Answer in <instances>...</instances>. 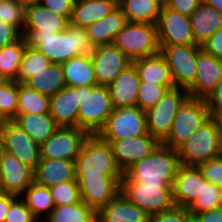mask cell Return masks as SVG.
Returning a JSON list of instances; mask_svg holds the SVG:
<instances>
[{
	"label": "cell",
	"instance_id": "cell-1",
	"mask_svg": "<svg viewBox=\"0 0 222 222\" xmlns=\"http://www.w3.org/2000/svg\"><path fill=\"white\" fill-rule=\"evenodd\" d=\"M27 44L38 49L51 63L62 64L79 55H90L93 46L86 28L68 25L63 32L55 34L22 35Z\"/></svg>",
	"mask_w": 222,
	"mask_h": 222
},
{
	"label": "cell",
	"instance_id": "cell-2",
	"mask_svg": "<svg viewBox=\"0 0 222 222\" xmlns=\"http://www.w3.org/2000/svg\"><path fill=\"white\" fill-rule=\"evenodd\" d=\"M180 165L177 149L160 143L149 156L136 162L125 174L145 185L172 186Z\"/></svg>",
	"mask_w": 222,
	"mask_h": 222
},
{
	"label": "cell",
	"instance_id": "cell-3",
	"mask_svg": "<svg viewBox=\"0 0 222 222\" xmlns=\"http://www.w3.org/2000/svg\"><path fill=\"white\" fill-rule=\"evenodd\" d=\"M77 127L89 135H97L114 111L107 86H81Z\"/></svg>",
	"mask_w": 222,
	"mask_h": 222
},
{
	"label": "cell",
	"instance_id": "cell-4",
	"mask_svg": "<svg viewBox=\"0 0 222 222\" xmlns=\"http://www.w3.org/2000/svg\"><path fill=\"white\" fill-rule=\"evenodd\" d=\"M221 133L210 117L177 148L180 164L196 166L221 156Z\"/></svg>",
	"mask_w": 222,
	"mask_h": 222
},
{
	"label": "cell",
	"instance_id": "cell-5",
	"mask_svg": "<svg viewBox=\"0 0 222 222\" xmlns=\"http://www.w3.org/2000/svg\"><path fill=\"white\" fill-rule=\"evenodd\" d=\"M75 180L100 174H123L117 167L111 146L97 135H90L83 144L80 155L74 161Z\"/></svg>",
	"mask_w": 222,
	"mask_h": 222
},
{
	"label": "cell",
	"instance_id": "cell-6",
	"mask_svg": "<svg viewBox=\"0 0 222 222\" xmlns=\"http://www.w3.org/2000/svg\"><path fill=\"white\" fill-rule=\"evenodd\" d=\"M120 192L149 216L162 213L175 206L172 186L145 185L133 181L125 173L122 175Z\"/></svg>",
	"mask_w": 222,
	"mask_h": 222
},
{
	"label": "cell",
	"instance_id": "cell-7",
	"mask_svg": "<svg viewBox=\"0 0 222 222\" xmlns=\"http://www.w3.org/2000/svg\"><path fill=\"white\" fill-rule=\"evenodd\" d=\"M113 43L131 62L160 52L157 26L150 23L127 22Z\"/></svg>",
	"mask_w": 222,
	"mask_h": 222
},
{
	"label": "cell",
	"instance_id": "cell-8",
	"mask_svg": "<svg viewBox=\"0 0 222 222\" xmlns=\"http://www.w3.org/2000/svg\"><path fill=\"white\" fill-rule=\"evenodd\" d=\"M209 118L206 100L188 97L180 106L171 130L161 144L177 149Z\"/></svg>",
	"mask_w": 222,
	"mask_h": 222
},
{
	"label": "cell",
	"instance_id": "cell-9",
	"mask_svg": "<svg viewBox=\"0 0 222 222\" xmlns=\"http://www.w3.org/2000/svg\"><path fill=\"white\" fill-rule=\"evenodd\" d=\"M188 97L186 89L174 87L168 89L154 106L145 111L147 131L160 143L168 136L180 106Z\"/></svg>",
	"mask_w": 222,
	"mask_h": 222
},
{
	"label": "cell",
	"instance_id": "cell-10",
	"mask_svg": "<svg viewBox=\"0 0 222 222\" xmlns=\"http://www.w3.org/2000/svg\"><path fill=\"white\" fill-rule=\"evenodd\" d=\"M144 134H148L146 113L136 106L114 109L97 136L105 142H112Z\"/></svg>",
	"mask_w": 222,
	"mask_h": 222
},
{
	"label": "cell",
	"instance_id": "cell-11",
	"mask_svg": "<svg viewBox=\"0 0 222 222\" xmlns=\"http://www.w3.org/2000/svg\"><path fill=\"white\" fill-rule=\"evenodd\" d=\"M165 57L175 87L188 90L197 75V56L200 45L159 46Z\"/></svg>",
	"mask_w": 222,
	"mask_h": 222
},
{
	"label": "cell",
	"instance_id": "cell-12",
	"mask_svg": "<svg viewBox=\"0 0 222 222\" xmlns=\"http://www.w3.org/2000/svg\"><path fill=\"white\" fill-rule=\"evenodd\" d=\"M89 136L78 127H59L40 145L41 159L75 161Z\"/></svg>",
	"mask_w": 222,
	"mask_h": 222
},
{
	"label": "cell",
	"instance_id": "cell-13",
	"mask_svg": "<svg viewBox=\"0 0 222 222\" xmlns=\"http://www.w3.org/2000/svg\"><path fill=\"white\" fill-rule=\"evenodd\" d=\"M156 26L159 46L197 45L189 16L162 6Z\"/></svg>",
	"mask_w": 222,
	"mask_h": 222
},
{
	"label": "cell",
	"instance_id": "cell-14",
	"mask_svg": "<svg viewBox=\"0 0 222 222\" xmlns=\"http://www.w3.org/2000/svg\"><path fill=\"white\" fill-rule=\"evenodd\" d=\"M97 85L108 86L132 62L112 44L98 45L90 54Z\"/></svg>",
	"mask_w": 222,
	"mask_h": 222
},
{
	"label": "cell",
	"instance_id": "cell-15",
	"mask_svg": "<svg viewBox=\"0 0 222 222\" xmlns=\"http://www.w3.org/2000/svg\"><path fill=\"white\" fill-rule=\"evenodd\" d=\"M122 175L85 176L79 182L82 201L98 211L121 191Z\"/></svg>",
	"mask_w": 222,
	"mask_h": 222
},
{
	"label": "cell",
	"instance_id": "cell-16",
	"mask_svg": "<svg viewBox=\"0 0 222 222\" xmlns=\"http://www.w3.org/2000/svg\"><path fill=\"white\" fill-rule=\"evenodd\" d=\"M111 146L117 167L124 174L136 162L149 156L160 142L149 133L133 138L113 140Z\"/></svg>",
	"mask_w": 222,
	"mask_h": 222
},
{
	"label": "cell",
	"instance_id": "cell-17",
	"mask_svg": "<svg viewBox=\"0 0 222 222\" xmlns=\"http://www.w3.org/2000/svg\"><path fill=\"white\" fill-rule=\"evenodd\" d=\"M0 128L4 137L6 152L13 154L34 170L41 159L40 144L12 120L4 121Z\"/></svg>",
	"mask_w": 222,
	"mask_h": 222
},
{
	"label": "cell",
	"instance_id": "cell-18",
	"mask_svg": "<svg viewBox=\"0 0 222 222\" xmlns=\"http://www.w3.org/2000/svg\"><path fill=\"white\" fill-rule=\"evenodd\" d=\"M33 171L13 154L6 152L0 167V192L20 197L34 182Z\"/></svg>",
	"mask_w": 222,
	"mask_h": 222
},
{
	"label": "cell",
	"instance_id": "cell-19",
	"mask_svg": "<svg viewBox=\"0 0 222 222\" xmlns=\"http://www.w3.org/2000/svg\"><path fill=\"white\" fill-rule=\"evenodd\" d=\"M222 79V60L198 50L197 75L194 84L187 90L189 97L205 99Z\"/></svg>",
	"mask_w": 222,
	"mask_h": 222
},
{
	"label": "cell",
	"instance_id": "cell-20",
	"mask_svg": "<svg viewBox=\"0 0 222 222\" xmlns=\"http://www.w3.org/2000/svg\"><path fill=\"white\" fill-rule=\"evenodd\" d=\"M70 24L66 17L57 15L40 3L26 7V22L22 35L55 34Z\"/></svg>",
	"mask_w": 222,
	"mask_h": 222
},
{
	"label": "cell",
	"instance_id": "cell-21",
	"mask_svg": "<svg viewBox=\"0 0 222 222\" xmlns=\"http://www.w3.org/2000/svg\"><path fill=\"white\" fill-rule=\"evenodd\" d=\"M203 190V175L199 167L180 165L172 185L176 206L188 207Z\"/></svg>",
	"mask_w": 222,
	"mask_h": 222
},
{
	"label": "cell",
	"instance_id": "cell-22",
	"mask_svg": "<svg viewBox=\"0 0 222 222\" xmlns=\"http://www.w3.org/2000/svg\"><path fill=\"white\" fill-rule=\"evenodd\" d=\"M80 87L65 86L50 97L49 114L59 127H77Z\"/></svg>",
	"mask_w": 222,
	"mask_h": 222
},
{
	"label": "cell",
	"instance_id": "cell-23",
	"mask_svg": "<svg viewBox=\"0 0 222 222\" xmlns=\"http://www.w3.org/2000/svg\"><path fill=\"white\" fill-rule=\"evenodd\" d=\"M140 79L135 65H128L107 87L114 109L136 107Z\"/></svg>",
	"mask_w": 222,
	"mask_h": 222
},
{
	"label": "cell",
	"instance_id": "cell-24",
	"mask_svg": "<svg viewBox=\"0 0 222 222\" xmlns=\"http://www.w3.org/2000/svg\"><path fill=\"white\" fill-rule=\"evenodd\" d=\"M102 222H149L150 216L121 192L97 211Z\"/></svg>",
	"mask_w": 222,
	"mask_h": 222
},
{
	"label": "cell",
	"instance_id": "cell-25",
	"mask_svg": "<svg viewBox=\"0 0 222 222\" xmlns=\"http://www.w3.org/2000/svg\"><path fill=\"white\" fill-rule=\"evenodd\" d=\"M34 182L50 187L61 182L76 181L74 161L40 159L33 171Z\"/></svg>",
	"mask_w": 222,
	"mask_h": 222
},
{
	"label": "cell",
	"instance_id": "cell-26",
	"mask_svg": "<svg viewBox=\"0 0 222 222\" xmlns=\"http://www.w3.org/2000/svg\"><path fill=\"white\" fill-rule=\"evenodd\" d=\"M127 23L121 8L117 6L108 15L86 27V32L93 47L112 44L120 30Z\"/></svg>",
	"mask_w": 222,
	"mask_h": 222
},
{
	"label": "cell",
	"instance_id": "cell-27",
	"mask_svg": "<svg viewBox=\"0 0 222 222\" xmlns=\"http://www.w3.org/2000/svg\"><path fill=\"white\" fill-rule=\"evenodd\" d=\"M189 18L195 44L200 46L222 27V14L204 1Z\"/></svg>",
	"mask_w": 222,
	"mask_h": 222
},
{
	"label": "cell",
	"instance_id": "cell-28",
	"mask_svg": "<svg viewBox=\"0 0 222 222\" xmlns=\"http://www.w3.org/2000/svg\"><path fill=\"white\" fill-rule=\"evenodd\" d=\"M132 63L135 65L140 81L154 82L168 89L175 87L167 61L160 52L150 57L137 59Z\"/></svg>",
	"mask_w": 222,
	"mask_h": 222
},
{
	"label": "cell",
	"instance_id": "cell-29",
	"mask_svg": "<svg viewBox=\"0 0 222 222\" xmlns=\"http://www.w3.org/2000/svg\"><path fill=\"white\" fill-rule=\"evenodd\" d=\"M117 5L110 0H75L70 23L84 27L108 15Z\"/></svg>",
	"mask_w": 222,
	"mask_h": 222
},
{
	"label": "cell",
	"instance_id": "cell-30",
	"mask_svg": "<svg viewBox=\"0 0 222 222\" xmlns=\"http://www.w3.org/2000/svg\"><path fill=\"white\" fill-rule=\"evenodd\" d=\"M66 86H97L90 55H79L61 64Z\"/></svg>",
	"mask_w": 222,
	"mask_h": 222
},
{
	"label": "cell",
	"instance_id": "cell-31",
	"mask_svg": "<svg viewBox=\"0 0 222 222\" xmlns=\"http://www.w3.org/2000/svg\"><path fill=\"white\" fill-rule=\"evenodd\" d=\"M12 121L40 145L59 128L49 113L20 114Z\"/></svg>",
	"mask_w": 222,
	"mask_h": 222
},
{
	"label": "cell",
	"instance_id": "cell-32",
	"mask_svg": "<svg viewBox=\"0 0 222 222\" xmlns=\"http://www.w3.org/2000/svg\"><path fill=\"white\" fill-rule=\"evenodd\" d=\"M24 85L51 97L66 86L63 67L61 64L51 63L47 68L35 73Z\"/></svg>",
	"mask_w": 222,
	"mask_h": 222
},
{
	"label": "cell",
	"instance_id": "cell-33",
	"mask_svg": "<svg viewBox=\"0 0 222 222\" xmlns=\"http://www.w3.org/2000/svg\"><path fill=\"white\" fill-rule=\"evenodd\" d=\"M127 22L157 24L162 5L156 0H122L118 5Z\"/></svg>",
	"mask_w": 222,
	"mask_h": 222
},
{
	"label": "cell",
	"instance_id": "cell-34",
	"mask_svg": "<svg viewBox=\"0 0 222 222\" xmlns=\"http://www.w3.org/2000/svg\"><path fill=\"white\" fill-rule=\"evenodd\" d=\"M27 41L22 36L18 41L0 49V77L6 81H16L19 65L26 50Z\"/></svg>",
	"mask_w": 222,
	"mask_h": 222
},
{
	"label": "cell",
	"instance_id": "cell-35",
	"mask_svg": "<svg viewBox=\"0 0 222 222\" xmlns=\"http://www.w3.org/2000/svg\"><path fill=\"white\" fill-rule=\"evenodd\" d=\"M50 111V97L43 95L22 83H18L16 115L42 114Z\"/></svg>",
	"mask_w": 222,
	"mask_h": 222
},
{
	"label": "cell",
	"instance_id": "cell-36",
	"mask_svg": "<svg viewBox=\"0 0 222 222\" xmlns=\"http://www.w3.org/2000/svg\"><path fill=\"white\" fill-rule=\"evenodd\" d=\"M20 198L39 221H41L42 212H46L45 214L48 216L55 207L49 187L36 182H33Z\"/></svg>",
	"mask_w": 222,
	"mask_h": 222
},
{
	"label": "cell",
	"instance_id": "cell-37",
	"mask_svg": "<svg viewBox=\"0 0 222 222\" xmlns=\"http://www.w3.org/2000/svg\"><path fill=\"white\" fill-rule=\"evenodd\" d=\"M97 215V211L84 202L55 206L46 222H89Z\"/></svg>",
	"mask_w": 222,
	"mask_h": 222
},
{
	"label": "cell",
	"instance_id": "cell-38",
	"mask_svg": "<svg viewBox=\"0 0 222 222\" xmlns=\"http://www.w3.org/2000/svg\"><path fill=\"white\" fill-rule=\"evenodd\" d=\"M51 62L38 49L27 44L23 59L19 65L17 82L24 84L29 78L47 68Z\"/></svg>",
	"mask_w": 222,
	"mask_h": 222
},
{
	"label": "cell",
	"instance_id": "cell-39",
	"mask_svg": "<svg viewBox=\"0 0 222 222\" xmlns=\"http://www.w3.org/2000/svg\"><path fill=\"white\" fill-rule=\"evenodd\" d=\"M222 207V190L203 176V190L200 195L187 207L192 215L200 214Z\"/></svg>",
	"mask_w": 222,
	"mask_h": 222
},
{
	"label": "cell",
	"instance_id": "cell-40",
	"mask_svg": "<svg viewBox=\"0 0 222 222\" xmlns=\"http://www.w3.org/2000/svg\"><path fill=\"white\" fill-rule=\"evenodd\" d=\"M18 101V82L3 80L0 83V116L4 121L16 117Z\"/></svg>",
	"mask_w": 222,
	"mask_h": 222
},
{
	"label": "cell",
	"instance_id": "cell-41",
	"mask_svg": "<svg viewBox=\"0 0 222 222\" xmlns=\"http://www.w3.org/2000/svg\"><path fill=\"white\" fill-rule=\"evenodd\" d=\"M55 206L71 205L83 202L77 181L61 182L49 187Z\"/></svg>",
	"mask_w": 222,
	"mask_h": 222
},
{
	"label": "cell",
	"instance_id": "cell-42",
	"mask_svg": "<svg viewBox=\"0 0 222 222\" xmlns=\"http://www.w3.org/2000/svg\"><path fill=\"white\" fill-rule=\"evenodd\" d=\"M0 21L15 26L22 34L26 22V7L15 0L0 2Z\"/></svg>",
	"mask_w": 222,
	"mask_h": 222
},
{
	"label": "cell",
	"instance_id": "cell-43",
	"mask_svg": "<svg viewBox=\"0 0 222 222\" xmlns=\"http://www.w3.org/2000/svg\"><path fill=\"white\" fill-rule=\"evenodd\" d=\"M168 91L164 85L157 83H147L140 81L137 106L146 111L148 108L154 106Z\"/></svg>",
	"mask_w": 222,
	"mask_h": 222
},
{
	"label": "cell",
	"instance_id": "cell-44",
	"mask_svg": "<svg viewBox=\"0 0 222 222\" xmlns=\"http://www.w3.org/2000/svg\"><path fill=\"white\" fill-rule=\"evenodd\" d=\"M32 211L18 197L9 208L5 222H38Z\"/></svg>",
	"mask_w": 222,
	"mask_h": 222
},
{
	"label": "cell",
	"instance_id": "cell-45",
	"mask_svg": "<svg viewBox=\"0 0 222 222\" xmlns=\"http://www.w3.org/2000/svg\"><path fill=\"white\" fill-rule=\"evenodd\" d=\"M198 167L209 183L214 184L222 190V156L208 160Z\"/></svg>",
	"mask_w": 222,
	"mask_h": 222
},
{
	"label": "cell",
	"instance_id": "cell-46",
	"mask_svg": "<svg viewBox=\"0 0 222 222\" xmlns=\"http://www.w3.org/2000/svg\"><path fill=\"white\" fill-rule=\"evenodd\" d=\"M189 214L188 208L175 205L169 210L150 216L149 222H186Z\"/></svg>",
	"mask_w": 222,
	"mask_h": 222
},
{
	"label": "cell",
	"instance_id": "cell-47",
	"mask_svg": "<svg viewBox=\"0 0 222 222\" xmlns=\"http://www.w3.org/2000/svg\"><path fill=\"white\" fill-rule=\"evenodd\" d=\"M75 0H40V4L51 12L70 20Z\"/></svg>",
	"mask_w": 222,
	"mask_h": 222
},
{
	"label": "cell",
	"instance_id": "cell-48",
	"mask_svg": "<svg viewBox=\"0 0 222 222\" xmlns=\"http://www.w3.org/2000/svg\"><path fill=\"white\" fill-rule=\"evenodd\" d=\"M22 37V33L13 25L0 21V49Z\"/></svg>",
	"mask_w": 222,
	"mask_h": 222
},
{
	"label": "cell",
	"instance_id": "cell-49",
	"mask_svg": "<svg viewBox=\"0 0 222 222\" xmlns=\"http://www.w3.org/2000/svg\"><path fill=\"white\" fill-rule=\"evenodd\" d=\"M201 48L217 59L222 60V27L210 36Z\"/></svg>",
	"mask_w": 222,
	"mask_h": 222
},
{
	"label": "cell",
	"instance_id": "cell-50",
	"mask_svg": "<svg viewBox=\"0 0 222 222\" xmlns=\"http://www.w3.org/2000/svg\"><path fill=\"white\" fill-rule=\"evenodd\" d=\"M202 1L203 0H170L166 6L190 17Z\"/></svg>",
	"mask_w": 222,
	"mask_h": 222
},
{
	"label": "cell",
	"instance_id": "cell-51",
	"mask_svg": "<svg viewBox=\"0 0 222 222\" xmlns=\"http://www.w3.org/2000/svg\"><path fill=\"white\" fill-rule=\"evenodd\" d=\"M205 100L210 117H213L218 111L222 110V79Z\"/></svg>",
	"mask_w": 222,
	"mask_h": 222
},
{
	"label": "cell",
	"instance_id": "cell-52",
	"mask_svg": "<svg viewBox=\"0 0 222 222\" xmlns=\"http://www.w3.org/2000/svg\"><path fill=\"white\" fill-rule=\"evenodd\" d=\"M18 198L13 194L0 192V222H5L10 205Z\"/></svg>",
	"mask_w": 222,
	"mask_h": 222
},
{
	"label": "cell",
	"instance_id": "cell-53",
	"mask_svg": "<svg viewBox=\"0 0 222 222\" xmlns=\"http://www.w3.org/2000/svg\"><path fill=\"white\" fill-rule=\"evenodd\" d=\"M200 222H222V207L196 214Z\"/></svg>",
	"mask_w": 222,
	"mask_h": 222
},
{
	"label": "cell",
	"instance_id": "cell-54",
	"mask_svg": "<svg viewBox=\"0 0 222 222\" xmlns=\"http://www.w3.org/2000/svg\"><path fill=\"white\" fill-rule=\"evenodd\" d=\"M208 6L215 8L222 14V0H203Z\"/></svg>",
	"mask_w": 222,
	"mask_h": 222
},
{
	"label": "cell",
	"instance_id": "cell-55",
	"mask_svg": "<svg viewBox=\"0 0 222 222\" xmlns=\"http://www.w3.org/2000/svg\"><path fill=\"white\" fill-rule=\"evenodd\" d=\"M5 153H6L5 141H4V137L0 128V167H1V163L4 158Z\"/></svg>",
	"mask_w": 222,
	"mask_h": 222
},
{
	"label": "cell",
	"instance_id": "cell-56",
	"mask_svg": "<svg viewBox=\"0 0 222 222\" xmlns=\"http://www.w3.org/2000/svg\"><path fill=\"white\" fill-rule=\"evenodd\" d=\"M212 118L215 120L217 128L220 130V133L222 134V110L218 111Z\"/></svg>",
	"mask_w": 222,
	"mask_h": 222
},
{
	"label": "cell",
	"instance_id": "cell-57",
	"mask_svg": "<svg viewBox=\"0 0 222 222\" xmlns=\"http://www.w3.org/2000/svg\"><path fill=\"white\" fill-rule=\"evenodd\" d=\"M18 4L28 7L34 4H38L40 0H15Z\"/></svg>",
	"mask_w": 222,
	"mask_h": 222
},
{
	"label": "cell",
	"instance_id": "cell-58",
	"mask_svg": "<svg viewBox=\"0 0 222 222\" xmlns=\"http://www.w3.org/2000/svg\"><path fill=\"white\" fill-rule=\"evenodd\" d=\"M186 222H200L196 215L189 214L186 218Z\"/></svg>",
	"mask_w": 222,
	"mask_h": 222
},
{
	"label": "cell",
	"instance_id": "cell-59",
	"mask_svg": "<svg viewBox=\"0 0 222 222\" xmlns=\"http://www.w3.org/2000/svg\"><path fill=\"white\" fill-rule=\"evenodd\" d=\"M160 5L166 6L170 0H156Z\"/></svg>",
	"mask_w": 222,
	"mask_h": 222
},
{
	"label": "cell",
	"instance_id": "cell-60",
	"mask_svg": "<svg viewBox=\"0 0 222 222\" xmlns=\"http://www.w3.org/2000/svg\"><path fill=\"white\" fill-rule=\"evenodd\" d=\"M89 222H102L100 217L98 215H96L92 220H90Z\"/></svg>",
	"mask_w": 222,
	"mask_h": 222
},
{
	"label": "cell",
	"instance_id": "cell-61",
	"mask_svg": "<svg viewBox=\"0 0 222 222\" xmlns=\"http://www.w3.org/2000/svg\"><path fill=\"white\" fill-rule=\"evenodd\" d=\"M113 1L117 6L122 2V0H110Z\"/></svg>",
	"mask_w": 222,
	"mask_h": 222
},
{
	"label": "cell",
	"instance_id": "cell-62",
	"mask_svg": "<svg viewBox=\"0 0 222 222\" xmlns=\"http://www.w3.org/2000/svg\"><path fill=\"white\" fill-rule=\"evenodd\" d=\"M4 120L2 119V117L0 116V127L3 125Z\"/></svg>",
	"mask_w": 222,
	"mask_h": 222
},
{
	"label": "cell",
	"instance_id": "cell-63",
	"mask_svg": "<svg viewBox=\"0 0 222 222\" xmlns=\"http://www.w3.org/2000/svg\"><path fill=\"white\" fill-rule=\"evenodd\" d=\"M221 156H222V135H221Z\"/></svg>",
	"mask_w": 222,
	"mask_h": 222
}]
</instances>
